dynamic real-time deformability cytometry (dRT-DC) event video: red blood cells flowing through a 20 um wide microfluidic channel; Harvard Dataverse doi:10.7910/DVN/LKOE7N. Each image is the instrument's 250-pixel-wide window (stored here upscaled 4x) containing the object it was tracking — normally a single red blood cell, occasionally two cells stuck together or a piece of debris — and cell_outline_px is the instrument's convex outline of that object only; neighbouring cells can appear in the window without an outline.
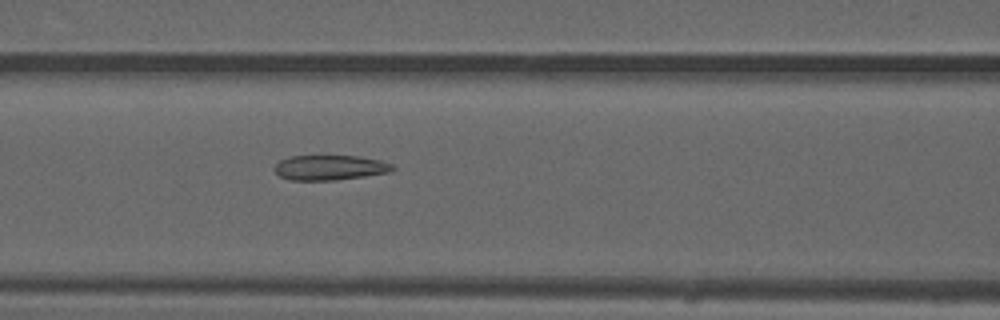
{"species": "common noctule bat (a hibernating species)", "species_latin": "Nyctalus noctula", "temperature_condition": "warm", "stored_images_in_passage": 37, "camera_frame_rate_fps": 3000, "um_per_image_px": 0.085, "animal": {"sex": "male", "forearm_length_mm": 52.5}, "frame": {"image": 1, "passage_image": 8, "time_ms": 2.333, "image_size_px": [1000, 320], "cell_outline_px": [[396, 168], [392, 172], [336, 180], [288, 180], [280, 176], [272, 168], [280, 160], [292, 156], [360, 156], [380, 160], [392, 164]], "centroid_in_image_um": [28.05, 14.25], "position_along_channel_um": 138.5, "area_um2": 17.28}}
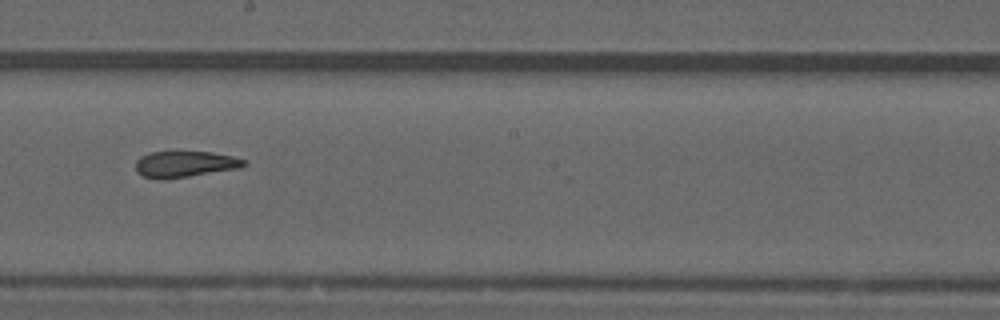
{"frame": {"image": 2, "passage_image": 15, "time_ms": 4.667, "image_size_px": [1000, 320], "cell_outline_px": [[248, 164], [240, 168], [164, 180], [156, 180], [144, 176], [136, 172], [136, 160], [140, 156], [148, 152], [212, 152], [232, 156], [248, 160]], "centroid_in_image_um": [15.71, 13.96], "position_along_channel_um": 232.5, "area_um2": 16.76}}
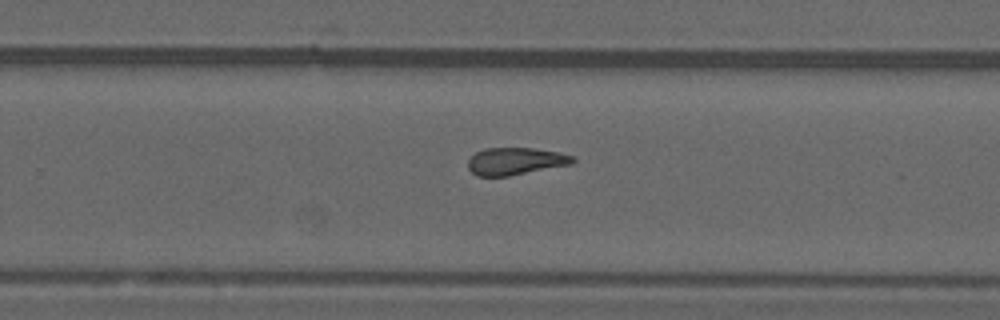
{"frame": {"image": 3, "passage_image": 19, "time_ms": 6.0, "image_size_px": [1000, 320], "cell_outline_px": [[576, 160], [572, 164], [508, 176], [480, 176], [472, 172], [468, 168], [468, 160], [476, 152], [484, 148], [532, 148], [556, 152], [576, 156]], "centroid_in_image_um": [43.83, 13.7], "position_along_channel_um": 286.0, "area_um2": 16.59}, "authors_computed_cell_mechanics": {"area_um2": 17.2822, "velocity_mm_per_s": 4.037, "shape_relaxation_time_tau1_ms": null, "shape_relaxation_time_tau2_ms": 2.3371, "deformation_change_tau1": null, "deformation_change_tau2": 0.1079}}